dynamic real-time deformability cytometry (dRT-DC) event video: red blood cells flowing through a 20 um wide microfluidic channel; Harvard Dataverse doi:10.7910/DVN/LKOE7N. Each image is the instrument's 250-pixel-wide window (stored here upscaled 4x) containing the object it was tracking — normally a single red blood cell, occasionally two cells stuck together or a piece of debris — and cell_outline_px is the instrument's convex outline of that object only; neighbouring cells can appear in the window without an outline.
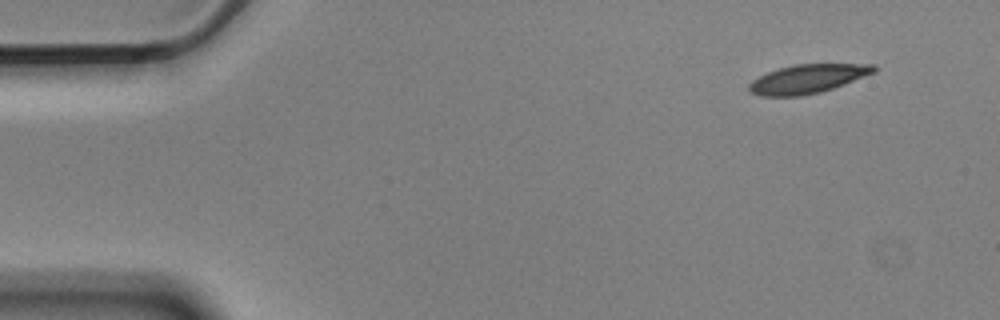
{"species": "Egyptian fruit bat (a non-hibernating species)", "species_latin": "Rousettus aegyptiacus", "temperature_condition": "cold", "stored_images_in_passage": 6, "segment_of_instrument_passage": [2, 2], "camera_frame_rate_fps": 3000, "um_per_image_px": 0.085, "animal": {"sex": "male"}, "frame": {"image": 1, "passage_image": 6, "time_ms": 1.667, "image_size_px": [1000, 320], "cell_outline_px": [[876, 72], [832, 88], [820, 92], [800, 96], [760, 96], [748, 92], [748, 84], [752, 80], [768, 72], [792, 64], [876, 64]], "centroid_in_image_um": [68.62, 6.7], "position_along_channel_um": 16.4, "area_um2": 20.92}}